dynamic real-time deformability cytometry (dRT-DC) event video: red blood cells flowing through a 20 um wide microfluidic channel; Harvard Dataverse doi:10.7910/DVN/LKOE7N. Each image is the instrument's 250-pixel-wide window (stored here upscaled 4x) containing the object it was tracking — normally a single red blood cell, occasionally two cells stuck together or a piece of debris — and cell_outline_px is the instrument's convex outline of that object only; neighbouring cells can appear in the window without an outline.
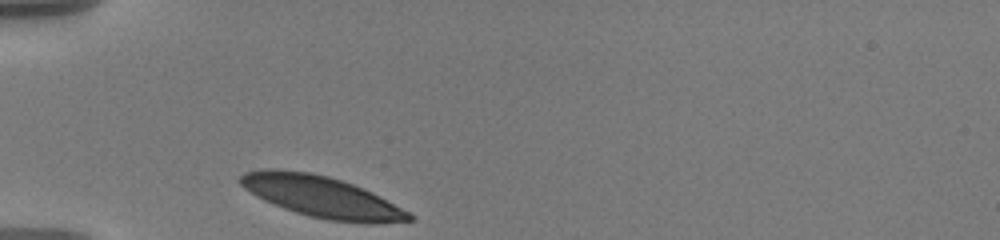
{"species": "human", "species_latin": "Homo sapiens", "temperature_condition": "warm", "stored_images_in_passage": 32, "camera_frame_rate_fps": 3000, "um_per_image_px": 0.085, "donor": {"sex": "male"}, "frame": {"image": 1, "passage_image": 1, "time_ms": 0.0, "image_size_px": [1000, 240], "cell_outline_px": [[416, 220], [380, 224], [368, 224], [328, 220], [308, 216], [284, 208], [264, 200], [256, 196], [244, 188], [236, 180], [244, 172], [264, 168], [276, 168], [312, 172], [328, 176], [364, 188], [380, 196], [416, 216]], "centroid_in_image_um": [27.35, 16.73], "position_along_channel_um": 57.6, "area_um2": 41.04}}
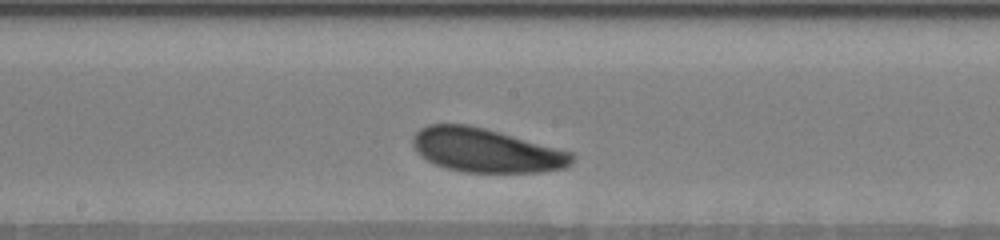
{"frame": {"image": 2, "passage_image": 15, "time_ms": 4.667, "image_size_px": [1000, 240], "cell_outline_px": [[576, 156], [572, 164], [564, 168], [540, 172], [464, 172], [448, 168], [436, 164], [420, 156], [412, 148], [412, 140], [416, 132], [420, 128], [428, 124], [468, 124], [484, 128], [572, 152]], "centroid_in_image_um": [41.3, 12.78], "position_along_channel_um": 206.9, "area_um2": 40.63}}
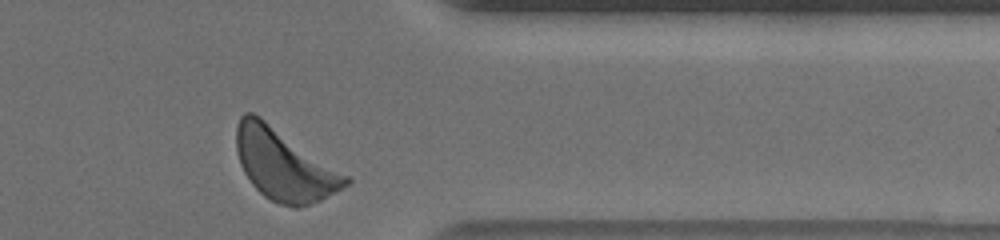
{"frame": {"image": 3, "passage_image": 31, "time_ms": 10.0, "image_size_px": [1000, 240], "cell_outline_px": [[352, 180], [348, 184], [320, 200], [296, 208], [280, 204], [264, 196], [252, 184], [244, 172], [240, 164], [236, 152], [236, 124], [240, 116], [244, 112], [252, 112], [260, 116], [348, 176]], "centroid_in_image_um": [24.09, 13.98], "position_along_channel_um": 387.3, "area_um2": 44.8}, "authors_computed_cell_mechanics": {"area_um2": 41.0091, "velocity_mm_per_s": 3.4901, "shape_relaxation_time_tau1_ms": 1.6153, "shape_relaxation_time_tau2_ms": null, "deformation_change_tau1": 0.0964, "deformation_change_tau2": null}}